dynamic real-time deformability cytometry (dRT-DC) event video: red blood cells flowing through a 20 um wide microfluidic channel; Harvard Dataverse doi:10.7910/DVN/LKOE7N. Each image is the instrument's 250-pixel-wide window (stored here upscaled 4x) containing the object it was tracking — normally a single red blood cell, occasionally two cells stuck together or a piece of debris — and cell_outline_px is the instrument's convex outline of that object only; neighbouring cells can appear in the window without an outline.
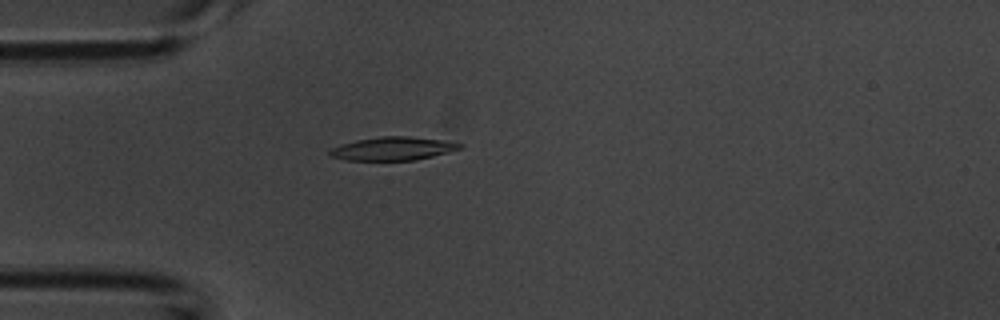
{"species": "common noctule bat (a hibernating species)", "species_latin": "Nyctalus noctula", "temperature_condition": "room temperature", "stored_images_in_passage": 54, "camera_frame_rate_fps": 3000, "um_per_image_px": 0.085, "animal": {"sex": "male", "body_mass_g": 20.1, "forearm_length_mm": 53.5}, "frame": {"image": 1, "passage_image": 15, "time_ms": 4.667, "image_size_px": [1000, 320], "cell_outline_px": [[464, 148], [416, 160], [344, 160], [332, 156], [328, 152], [332, 148], [340, 144], [356, 140], [380, 136], [408, 136], [440, 140], [464, 144]], "centroid_in_image_um": [33.4, 12.63], "position_along_channel_um": 51.6, "area_um2": 17.63}}
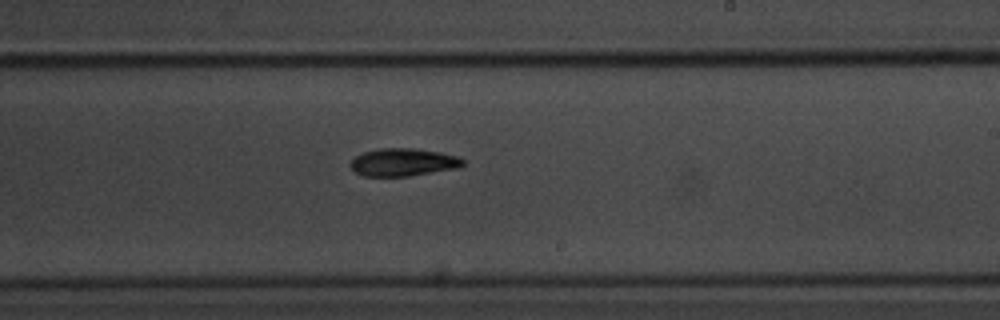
{"frame": {"image": 2, "passage_image": 32, "time_ms": 10.333, "image_size_px": [1000, 320], "cell_outline_px": [[464, 164], [460, 168], [408, 176], [364, 176], [356, 172], [348, 164], [356, 156], [364, 152], [380, 148], [416, 148], [440, 152], [460, 156], [464, 160]], "centroid_in_image_um": [34.31, 13.78], "position_along_channel_um": 254.7, "area_um2": 18.32}}
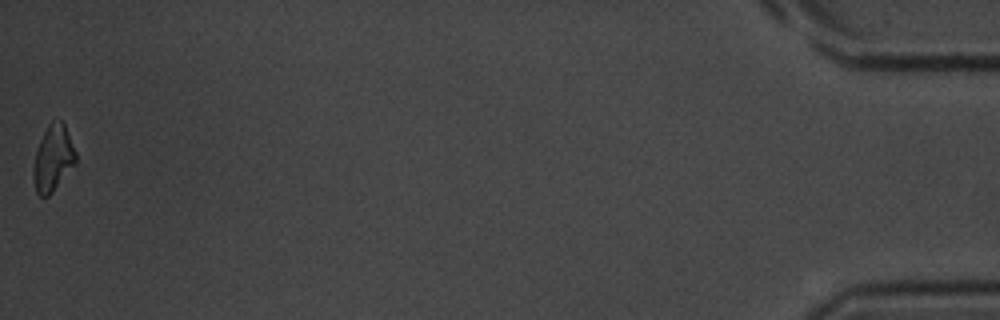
{"frame": {"image": 3, "passage_image": 54, "time_ms": 17.667, "image_size_px": [1000, 320], "cell_outline_px": [[76, 164], [52, 192], [48, 196], [40, 196], [36, 192], [32, 172], [36, 152], [40, 140], [48, 124], [56, 116], [64, 124], [76, 152]], "centroid_in_image_um": [4.51, 13.44], "position_along_channel_um": 430.7, "area_um2": 16.3}, "authors_computed_cell_mechanics": {"area_um2": 17.7446, "velocity_mm_per_s": 3.7316, "shape_relaxation_time_tau1_ms": 3.5158, "shape_relaxation_time_tau2_ms": null, "deformation_change_tau1": 0.1105, "deformation_change_tau2": null}}